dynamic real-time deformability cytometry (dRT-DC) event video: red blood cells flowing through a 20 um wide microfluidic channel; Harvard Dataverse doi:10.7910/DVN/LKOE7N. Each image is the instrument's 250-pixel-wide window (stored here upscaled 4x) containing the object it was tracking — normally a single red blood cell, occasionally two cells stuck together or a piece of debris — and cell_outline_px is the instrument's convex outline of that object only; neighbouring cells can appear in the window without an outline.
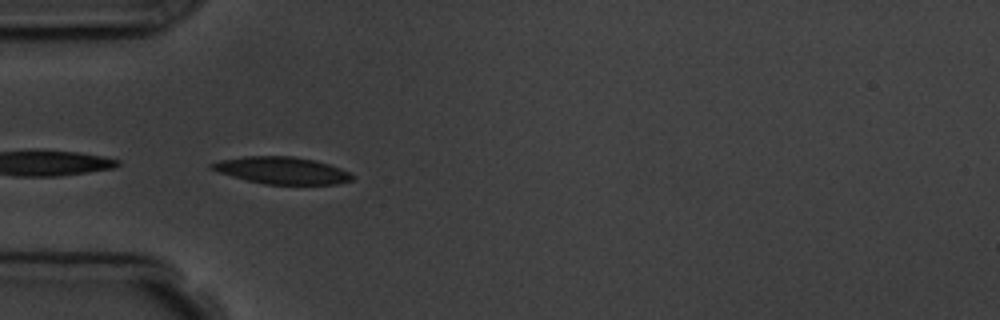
{"species": "common noctule bat (a hibernating species)", "species_latin": "Nyctalus noctula", "temperature_condition": "room temperature", "stored_images_in_passage": 5, "camera_frame_rate_fps": 3000, "um_per_image_px": 0.085, "animal": {"sex": "male", "body_mass_g": 19.5, "forearm_length_mm": 54.6}, "frame": {"image": 1, "passage_image": 4, "time_ms": 3.667, "image_size_px": [1000, 320], "cell_outline_px": [[356, 176], [352, 180], [336, 184], [264, 184], [232, 176], [208, 168], [208, 164], [220, 160], [244, 156], [292, 156], [316, 160], [340, 168]], "centroid_in_image_um": [23.96, 14.48], "position_along_channel_um": 61.0, "area_um2": 22.08}}